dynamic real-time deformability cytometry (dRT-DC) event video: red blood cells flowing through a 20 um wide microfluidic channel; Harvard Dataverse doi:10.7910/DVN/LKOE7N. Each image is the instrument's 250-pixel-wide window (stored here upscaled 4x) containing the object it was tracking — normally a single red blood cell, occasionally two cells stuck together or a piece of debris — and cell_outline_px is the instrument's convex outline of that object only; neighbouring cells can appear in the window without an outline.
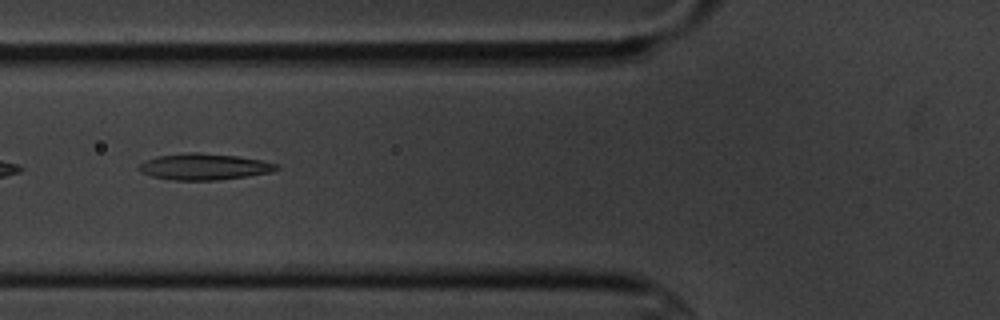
{"species": "common noctule bat (a hibernating species)", "species_latin": "Nyctalus noctula", "temperature_condition": "cold", "stored_images_in_passage": 8, "camera_frame_rate_fps": 3000, "um_per_image_px": 0.085, "animal": {"sex": "male", "body_mass_g": 20.1, "forearm_length_mm": 53.5}, "frame": {"image": 1, "passage_image": 6, "time_ms": 6.0, "image_size_px": [1000, 320], "cell_outline_px": [[280, 168], [272, 172], [248, 176], [216, 180], [172, 180], [152, 176], [136, 168], [140, 164], [156, 156], [184, 152], [200, 152], [236, 156], [260, 160], [280, 164]], "centroid_in_image_um": [17.38, 14.16], "position_along_channel_um": 108.4, "area_um2": 21.1}}
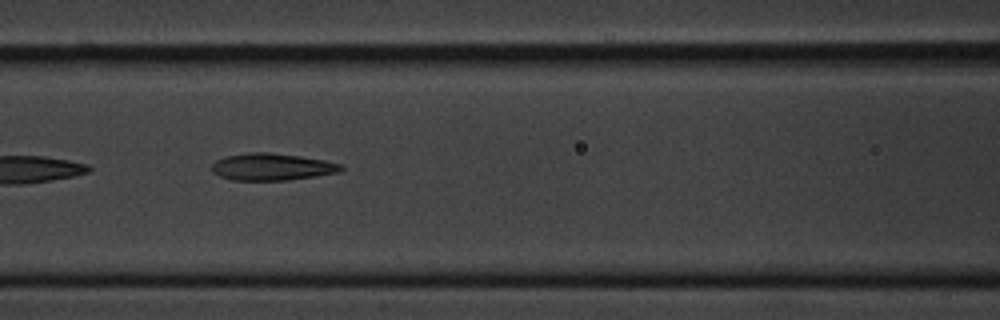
{"frame": {"image": 2, "passage_image": 7, "time_ms": 7.0, "image_size_px": [1000, 320], "cell_outline_px": [[344, 168], [340, 172], [316, 176], [288, 180], [232, 180], [220, 176], [212, 172], [212, 164], [216, 160], [224, 156], [248, 152], [268, 152], [300, 156], [324, 160], [344, 164]], "centroid_in_image_um": [23.13, 14.18], "position_along_channel_um": 143.5, "area_um2": 20.52}}